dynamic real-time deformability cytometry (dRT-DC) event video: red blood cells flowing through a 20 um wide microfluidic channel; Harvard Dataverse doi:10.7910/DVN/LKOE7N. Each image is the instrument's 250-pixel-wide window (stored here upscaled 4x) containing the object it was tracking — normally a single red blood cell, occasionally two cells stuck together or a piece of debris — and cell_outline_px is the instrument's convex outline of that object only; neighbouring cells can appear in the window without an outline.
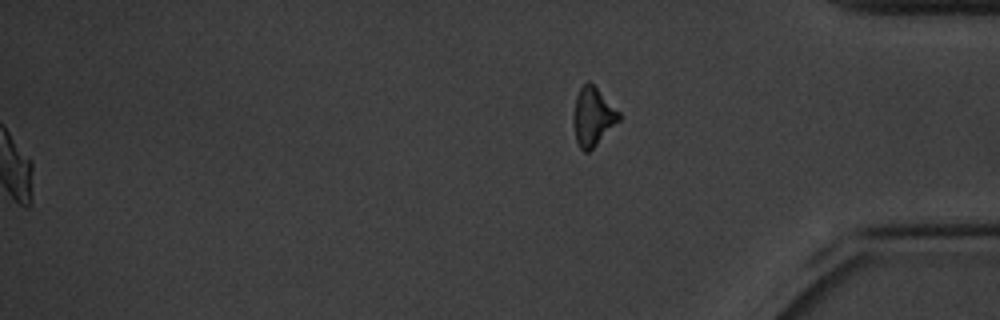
{"species": "common noctule bat (a hibernating species)", "species_latin": "Nyctalus noctula", "temperature_condition": "cold", "stored_images_in_passage": 60, "segment_of_instrument_passage": [2, 2], "camera_frame_rate_fps": 3000, "um_per_image_px": 0.085, "animal": {"sex": "male", "body_mass_g": 20.1, "forearm_length_mm": 53.5}, "frame": {"image": 1, "passage_image": 60, "time_ms": 19.667, "image_size_px": [1000, 320], "cell_outline_px": [[620, 120], [588, 152], [584, 152], [580, 148], [576, 140], [572, 116], [576, 96], [580, 88], [588, 80], [620, 112]], "centroid_in_image_um": [50.37, 9.91], "position_along_channel_um": 384.8, "area_um2": 15.26}}